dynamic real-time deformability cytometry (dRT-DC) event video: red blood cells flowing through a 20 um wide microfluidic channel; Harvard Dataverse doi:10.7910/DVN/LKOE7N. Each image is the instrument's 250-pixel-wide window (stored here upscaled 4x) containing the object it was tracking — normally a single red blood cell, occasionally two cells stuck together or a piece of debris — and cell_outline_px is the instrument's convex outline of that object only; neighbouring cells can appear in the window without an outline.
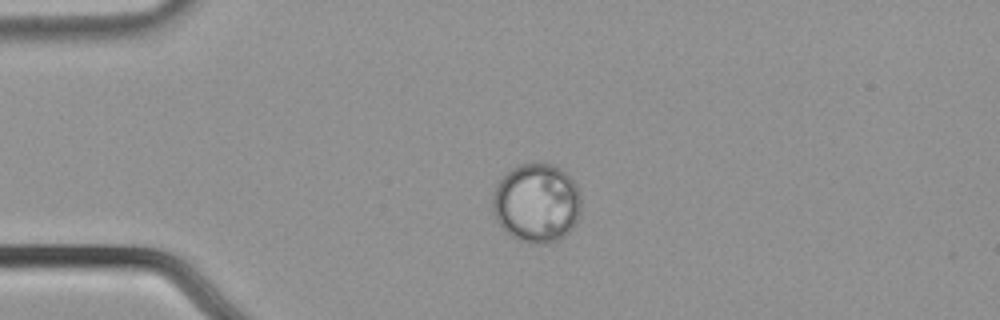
{"species": "common noctule bat (a hibernating species)", "species_latin": "Nyctalus noctula", "temperature_condition": "cold", "stored_images_in_passage": 56, "camera_frame_rate_fps": 3000, "um_per_image_px": 0.085, "animal": {"sex": "male", "body_mass_g": 21.5, "forearm_length_mm": 52.0}, "frame": {"image": 1, "passage_image": 12, "time_ms": 3.667, "image_size_px": [1000, 320], "cell_outline_px": [[580, 216], [576, 224], [560, 240], [548, 244], [544, 244], [524, 240], [512, 236], [496, 220], [492, 208], [492, 192], [500, 180], [512, 168], [520, 164], [552, 164], [560, 168], [576, 184], [580, 196]], "centroid_in_image_um": [45.62, 17.26], "position_along_channel_um": 39.4, "area_um2": 40.58}}
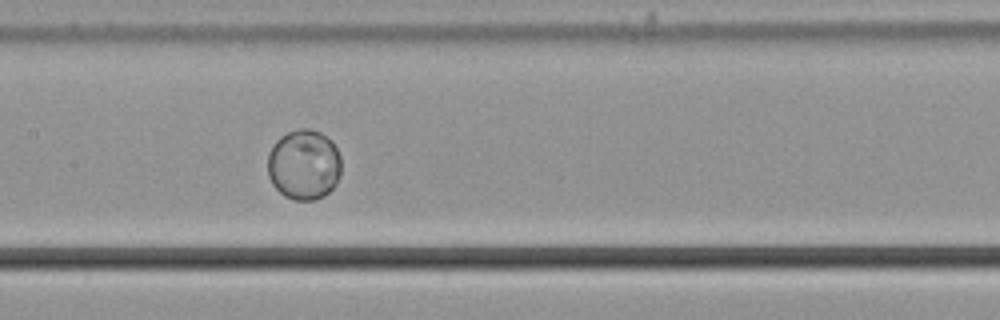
{"frame": {"image": 2, "passage_image": 27, "time_ms": 8.667, "image_size_px": [1000, 320], "cell_outline_px": [[340, 176], [336, 184], [324, 196], [312, 200], [296, 200], [284, 196], [272, 184], [268, 176], [268, 156], [276, 140], [280, 136], [288, 132], [300, 128], [308, 128], [320, 132], [332, 140], [340, 156]], "centroid_in_image_um": [25.84, 13.99], "position_along_channel_um": 181.6, "area_um2": 30.23}}
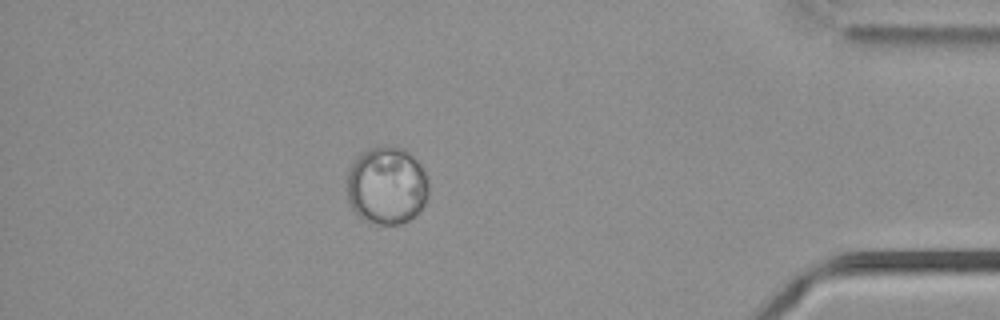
{"frame": {"image": 3, "passage_image": 49, "time_ms": 16.0, "image_size_px": [1000, 320], "cell_outline_px": [[428, 196], [424, 204], [408, 220], [400, 224], [380, 224], [364, 220], [356, 216], [348, 200], [348, 172], [352, 164], [364, 152], [372, 148], [384, 144], [392, 144], [404, 148], [420, 164], [424, 172], [428, 184]], "centroid_in_image_um": [32.87, 15.76], "position_along_channel_um": 402.3, "area_um2": 36.88}}